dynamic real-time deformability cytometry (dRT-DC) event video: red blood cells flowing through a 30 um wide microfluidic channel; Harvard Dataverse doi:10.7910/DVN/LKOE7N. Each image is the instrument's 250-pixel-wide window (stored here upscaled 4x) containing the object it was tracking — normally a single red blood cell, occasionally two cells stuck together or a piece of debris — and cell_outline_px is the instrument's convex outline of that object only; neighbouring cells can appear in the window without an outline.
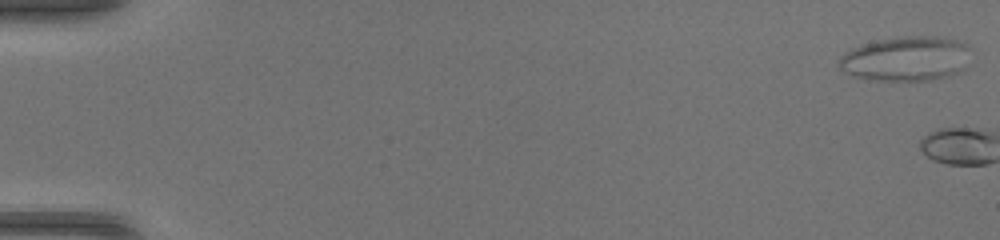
{"species": "common noctule bat (a hibernating species)", "species_latin": "Nyctalus noctula", "temperature_condition": "warm", "stored_images_in_passage": 3, "camera_frame_rate_fps": 3000, "um_per_image_px": 0.085, "animal": {"sex": "female", "body_mass_g": 17.0, "forearm_length_mm": 48.0}, "frame": {"image": 1, "passage_image": 1, "time_ms": 0.0, "image_size_px": [1000, 240], "cell_outline_px": [[972, 48], [964, 68], [960, 72], [948, 76], [932, 80], [872, 80], [852, 76], [844, 72], [836, 64], [840, 56], [852, 48], [864, 44], [880, 40], [904, 36], [940, 36], [956, 40], [968, 44]], "centroid_in_image_um": [77.03, 4.99], "position_along_channel_um": 8.0, "area_um2": 34.56}}